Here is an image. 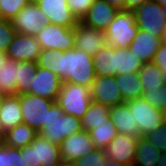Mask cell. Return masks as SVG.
<instances>
[{
  "instance_id": "6da1fadb",
  "label": "cell",
  "mask_w": 166,
  "mask_h": 166,
  "mask_svg": "<svg viewBox=\"0 0 166 166\" xmlns=\"http://www.w3.org/2000/svg\"><path fill=\"white\" fill-rule=\"evenodd\" d=\"M37 65L54 72L63 82L88 88L92 87L96 77L93 56L76 47L63 52L41 50Z\"/></svg>"
},
{
  "instance_id": "7a4b0ae2",
  "label": "cell",
  "mask_w": 166,
  "mask_h": 166,
  "mask_svg": "<svg viewBox=\"0 0 166 166\" xmlns=\"http://www.w3.org/2000/svg\"><path fill=\"white\" fill-rule=\"evenodd\" d=\"M80 131H83L81 119L64 113L55 102L48 110L47 123L39 134L60 146L65 138Z\"/></svg>"
},
{
  "instance_id": "3957f363",
  "label": "cell",
  "mask_w": 166,
  "mask_h": 166,
  "mask_svg": "<svg viewBox=\"0 0 166 166\" xmlns=\"http://www.w3.org/2000/svg\"><path fill=\"white\" fill-rule=\"evenodd\" d=\"M138 30L133 11L119 10L105 30L108 45L123 49L129 48Z\"/></svg>"
},
{
  "instance_id": "277c9868",
  "label": "cell",
  "mask_w": 166,
  "mask_h": 166,
  "mask_svg": "<svg viewBox=\"0 0 166 166\" xmlns=\"http://www.w3.org/2000/svg\"><path fill=\"white\" fill-rule=\"evenodd\" d=\"M90 88L63 82L56 103L64 113L81 119L91 103Z\"/></svg>"
},
{
  "instance_id": "5b68a950",
  "label": "cell",
  "mask_w": 166,
  "mask_h": 166,
  "mask_svg": "<svg viewBox=\"0 0 166 166\" xmlns=\"http://www.w3.org/2000/svg\"><path fill=\"white\" fill-rule=\"evenodd\" d=\"M30 166H58L62 161L60 146L38 134L27 146L20 149Z\"/></svg>"
},
{
  "instance_id": "8992f818",
  "label": "cell",
  "mask_w": 166,
  "mask_h": 166,
  "mask_svg": "<svg viewBox=\"0 0 166 166\" xmlns=\"http://www.w3.org/2000/svg\"><path fill=\"white\" fill-rule=\"evenodd\" d=\"M54 103L55 101L37 95H20L23 123L33 128L36 132H41L45 123H47L48 110Z\"/></svg>"
},
{
  "instance_id": "52a82bcc",
  "label": "cell",
  "mask_w": 166,
  "mask_h": 166,
  "mask_svg": "<svg viewBox=\"0 0 166 166\" xmlns=\"http://www.w3.org/2000/svg\"><path fill=\"white\" fill-rule=\"evenodd\" d=\"M134 116L139 137H144L163 125L164 112L152 106L143 98L125 102Z\"/></svg>"
},
{
  "instance_id": "ba28073f",
  "label": "cell",
  "mask_w": 166,
  "mask_h": 166,
  "mask_svg": "<svg viewBox=\"0 0 166 166\" xmlns=\"http://www.w3.org/2000/svg\"><path fill=\"white\" fill-rule=\"evenodd\" d=\"M36 38L41 50L51 49L63 52L75 47L74 28L48 23L39 31Z\"/></svg>"
},
{
  "instance_id": "9c48e42d",
  "label": "cell",
  "mask_w": 166,
  "mask_h": 166,
  "mask_svg": "<svg viewBox=\"0 0 166 166\" xmlns=\"http://www.w3.org/2000/svg\"><path fill=\"white\" fill-rule=\"evenodd\" d=\"M132 11L135 14L136 24L139 29L148 31L159 38L161 37L166 25V17L161 5L149 0Z\"/></svg>"
},
{
  "instance_id": "30bf717a",
  "label": "cell",
  "mask_w": 166,
  "mask_h": 166,
  "mask_svg": "<svg viewBox=\"0 0 166 166\" xmlns=\"http://www.w3.org/2000/svg\"><path fill=\"white\" fill-rule=\"evenodd\" d=\"M15 31L20 34L36 36L49 22L41 8L30 1L10 20Z\"/></svg>"
},
{
  "instance_id": "8fae6325",
  "label": "cell",
  "mask_w": 166,
  "mask_h": 166,
  "mask_svg": "<svg viewBox=\"0 0 166 166\" xmlns=\"http://www.w3.org/2000/svg\"><path fill=\"white\" fill-rule=\"evenodd\" d=\"M74 28V45L93 56L108 45L105 31L95 29L78 21Z\"/></svg>"
},
{
  "instance_id": "7c38bea8",
  "label": "cell",
  "mask_w": 166,
  "mask_h": 166,
  "mask_svg": "<svg viewBox=\"0 0 166 166\" xmlns=\"http://www.w3.org/2000/svg\"><path fill=\"white\" fill-rule=\"evenodd\" d=\"M40 52L41 48L36 36L16 33L5 55L12 61L37 62Z\"/></svg>"
},
{
  "instance_id": "4fadbf2b",
  "label": "cell",
  "mask_w": 166,
  "mask_h": 166,
  "mask_svg": "<svg viewBox=\"0 0 166 166\" xmlns=\"http://www.w3.org/2000/svg\"><path fill=\"white\" fill-rule=\"evenodd\" d=\"M90 93L93 101L101 103L109 108L125 103L115 76H96L95 81L90 88Z\"/></svg>"
},
{
  "instance_id": "5bb4252c",
  "label": "cell",
  "mask_w": 166,
  "mask_h": 166,
  "mask_svg": "<svg viewBox=\"0 0 166 166\" xmlns=\"http://www.w3.org/2000/svg\"><path fill=\"white\" fill-rule=\"evenodd\" d=\"M138 137L118 133L102 150L107 158L127 166L134 165Z\"/></svg>"
},
{
  "instance_id": "9a60e30c",
  "label": "cell",
  "mask_w": 166,
  "mask_h": 166,
  "mask_svg": "<svg viewBox=\"0 0 166 166\" xmlns=\"http://www.w3.org/2000/svg\"><path fill=\"white\" fill-rule=\"evenodd\" d=\"M63 81L54 72L37 68L36 77L32 79L29 94L57 101Z\"/></svg>"
},
{
  "instance_id": "2e32d148",
  "label": "cell",
  "mask_w": 166,
  "mask_h": 166,
  "mask_svg": "<svg viewBox=\"0 0 166 166\" xmlns=\"http://www.w3.org/2000/svg\"><path fill=\"white\" fill-rule=\"evenodd\" d=\"M95 149L89 132L83 130L65 138L60 145L63 161L74 162Z\"/></svg>"
},
{
  "instance_id": "e0dca14e",
  "label": "cell",
  "mask_w": 166,
  "mask_h": 166,
  "mask_svg": "<svg viewBox=\"0 0 166 166\" xmlns=\"http://www.w3.org/2000/svg\"><path fill=\"white\" fill-rule=\"evenodd\" d=\"M49 23L73 28L78 20L67 5V0H34Z\"/></svg>"
},
{
  "instance_id": "ac0fdd59",
  "label": "cell",
  "mask_w": 166,
  "mask_h": 166,
  "mask_svg": "<svg viewBox=\"0 0 166 166\" xmlns=\"http://www.w3.org/2000/svg\"><path fill=\"white\" fill-rule=\"evenodd\" d=\"M118 11L105 0H95L81 22L87 26L105 31Z\"/></svg>"
},
{
  "instance_id": "d6986e66",
  "label": "cell",
  "mask_w": 166,
  "mask_h": 166,
  "mask_svg": "<svg viewBox=\"0 0 166 166\" xmlns=\"http://www.w3.org/2000/svg\"><path fill=\"white\" fill-rule=\"evenodd\" d=\"M23 123L20 95L2 96L0 99V136Z\"/></svg>"
},
{
  "instance_id": "ffe728a7",
  "label": "cell",
  "mask_w": 166,
  "mask_h": 166,
  "mask_svg": "<svg viewBox=\"0 0 166 166\" xmlns=\"http://www.w3.org/2000/svg\"><path fill=\"white\" fill-rule=\"evenodd\" d=\"M160 44L161 38L139 29L129 48L145 64L153 62Z\"/></svg>"
},
{
  "instance_id": "44dd1931",
  "label": "cell",
  "mask_w": 166,
  "mask_h": 166,
  "mask_svg": "<svg viewBox=\"0 0 166 166\" xmlns=\"http://www.w3.org/2000/svg\"><path fill=\"white\" fill-rule=\"evenodd\" d=\"M109 118L118 133L139 137L136 121L126 103L110 107Z\"/></svg>"
},
{
  "instance_id": "7402d4cb",
  "label": "cell",
  "mask_w": 166,
  "mask_h": 166,
  "mask_svg": "<svg viewBox=\"0 0 166 166\" xmlns=\"http://www.w3.org/2000/svg\"><path fill=\"white\" fill-rule=\"evenodd\" d=\"M39 133L25 123L16 125L0 136V142L12 148L21 149L29 145Z\"/></svg>"
},
{
  "instance_id": "603a6c76",
  "label": "cell",
  "mask_w": 166,
  "mask_h": 166,
  "mask_svg": "<svg viewBox=\"0 0 166 166\" xmlns=\"http://www.w3.org/2000/svg\"><path fill=\"white\" fill-rule=\"evenodd\" d=\"M93 64L96 76H117L116 47L107 45L93 55Z\"/></svg>"
},
{
  "instance_id": "cb8c5ba5",
  "label": "cell",
  "mask_w": 166,
  "mask_h": 166,
  "mask_svg": "<svg viewBox=\"0 0 166 166\" xmlns=\"http://www.w3.org/2000/svg\"><path fill=\"white\" fill-rule=\"evenodd\" d=\"M115 77L124 102L142 98L143 86L138 73L121 74Z\"/></svg>"
},
{
  "instance_id": "d4e9b609",
  "label": "cell",
  "mask_w": 166,
  "mask_h": 166,
  "mask_svg": "<svg viewBox=\"0 0 166 166\" xmlns=\"http://www.w3.org/2000/svg\"><path fill=\"white\" fill-rule=\"evenodd\" d=\"M18 79V61L6 59L0 70V96H15Z\"/></svg>"
},
{
  "instance_id": "484cf974",
  "label": "cell",
  "mask_w": 166,
  "mask_h": 166,
  "mask_svg": "<svg viewBox=\"0 0 166 166\" xmlns=\"http://www.w3.org/2000/svg\"><path fill=\"white\" fill-rule=\"evenodd\" d=\"M162 152L144 137H138L135 166H156Z\"/></svg>"
},
{
  "instance_id": "4316f807",
  "label": "cell",
  "mask_w": 166,
  "mask_h": 166,
  "mask_svg": "<svg viewBox=\"0 0 166 166\" xmlns=\"http://www.w3.org/2000/svg\"><path fill=\"white\" fill-rule=\"evenodd\" d=\"M143 62L130 48L116 47V69L117 75L138 73L143 67Z\"/></svg>"
},
{
  "instance_id": "83f0119b",
  "label": "cell",
  "mask_w": 166,
  "mask_h": 166,
  "mask_svg": "<svg viewBox=\"0 0 166 166\" xmlns=\"http://www.w3.org/2000/svg\"><path fill=\"white\" fill-rule=\"evenodd\" d=\"M109 113V107L92 100L87 112L81 118L83 130L88 132L93 126H98L105 121H108L110 119Z\"/></svg>"
},
{
  "instance_id": "f1b7e54d",
  "label": "cell",
  "mask_w": 166,
  "mask_h": 166,
  "mask_svg": "<svg viewBox=\"0 0 166 166\" xmlns=\"http://www.w3.org/2000/svg\"><path fill=\"white\" fill-rule=\"evenodd\" d=\"M38 65L33 61L18 62L16 95L29 94L32 79L36 77Z\"/></svg>"
},
{
  "instance_id": "f546056e",
  "label": "cell",
  "mask_w": 166,
  "mask_h": 166,
  "mask_svg": "<svg viewBox=\"0 0 166 166\" xmlns=\"http://www.w3.org/2000/svg\"><path fill=\"white\" fill-rule=\"evenodd\" d=\"M88 132L93 140L95 148L98 149H103L108 146L118 134L115 125L110 119L98 126H93Z\"/></svg>"
},
{
  "instance_id": "4dcf8cb0",
  "label": "cell",
  "mask_w": 166,
  "mask_h": 166,
  "mask_svg": "<svg viewBox=\"0 0 166 166\" xmlns=\"http://www.w3.org/2000/svg\"><path fill=\"white\" fill-rule=\"evenodd\" d=\"M138 75L143 86V90H154L163 85L162 72L154 62L143 64Z\"/></svg>"
},
{
  "instance_id": "1f68e13d",
  "label": "cell",
  "mask_w": 166,
  "mask_h": 166,
  "mask_svg": "<svg viewBox=\"0 0 166 166\" xmlns=\"http://www.w3.org/2000/svg\"><path fill=\"white\" fill-rule=\"evenodd\" d=\"M142 98L158 110L166 111V86L164 84L158 89L143 90Z\"/></svg>"
},
{
  "instance_id": "d6a6232c",
  "label": "cell",
  "mask_w": 166,
  "mask_h": 166,
  "mask_svg": "<svg viewBox=\"0 0 166 166\" xmlns=\"http://www.w3.org/2000/svg\"><path fill=\"white\" fill-rule=\"evenodd\" d=\"M32 0H0V18L11 20Z\"/></svg>"
},
{
  "instance_id": "836d02e7",
  "label": "cell",
  "mask_w": 166,
  "mask_h": 166,
  "mask_svg": "<svg viewBox=\"0 0 166 166\" xmlns=\"http://www.w3.org/2000/svg\"><path fill=\"white\" fill-rule=\"evenodd\" d=\"M106 160V155L102 149L95 148L85 156L74 161L75 166H102Z\"/></svg>"
},
{
  "instance_id": "e575fe53",
  "label": "cell",
  "mask_w": 166,
  "mask_h": 166,
  "mask_svg": "<svg viewBox=\"0 0 166 166\" xmlns=\"http://www.w3.org/2000/svg\"><path fill=\"white\" fill-rule=\"evenodd\" d=\"M16 31L11 21L0 18V50L5 52L14 39Z\"/></svg>"
},
{
  "instance_id": "d590c367",
  "label": "cell",
  "mask_w": 166,
  "mask_h": 166,
  "mask_svg": "<svg viewBox=\"0 0 166 166\" xmlns=\"http://www.w3.org/2000/svg\"><path fill=\"white\" fill-rule=\"evenodd\" d=\"M95 0H67V5L78 21L87 14Z\"/></svg>"
},
{
  "instance_id": "8d00e7d4",
  "label": "cell",
  "mask_w": 166,
  "mask_h": 166,
  "mask_svg": "<svg viewBox=\"0 0 166 166\" xmlns=\"http://www.w3.org/2000/svg\"><path fill=\"white\" fill-rule=\"evenodd\" d=\"M144 138L150 141L161 152L166 151V126L164 124L144 136Z\"/></svg>"
},
{
  "instance_id": "74e56055",
  "label": "cell",
  "mask_w": 166,
  "mask_h": 166,
  "mask_svg": "<svg viewBox=\"0 0 166 166\" xmlns=\"http://www.w3.org/2000/svg\"><path fill=\"white\" fill-rule=\"evenodd\" d=\"M9 166H30L20 149L9 147Z\"/></svg>"
},
{
  "instance_id": "f35d334b",
  "label": "cell",
  "mask_w": 166,
  "mask_h": 166,
  "mask_svg": "<svg viewBox=\"0 0 166 166\" xmlns=\"http://www.w3.org/2000/svg\"><path fill=\"white\" fill-rule=\"evenodd\" d=\"M153 62L157 65L161 72H166V44H160L157 52L155 53Z\"/></svg>"
},
{
  "instance_id": "ab89813d",
  "label": "cell",
  "mask_w": 166,
  "mask_h": 166,
  "mask_svg": "<svg viewBox=\"0 0 166 166\" xmlns=\"http://www.w3.org/2000/svg\"><path fill=\"white\" fill-rule=\"evenodd\" d=\"M0 166H9V147L0 142Z\"/></svg>"
},
{
  "instance_id": "60d3db41",
  "label": "cell",
  "mask_w": 166,
  "mask_h": 166,
  "mask_svg": "<svg viewBox=\"0 0 166 166\" xmlns=\"http://www.w3.org/2000/svg\"><path fill=\"white\" fill-rule=\"evenodd\" d=\"M149 0H125L126 10H134L136 7L141 6L143 3Z\"/></svg>"
},
{
  "instance_id": "b9f144b4",
  "label": "cell",
  "mask_w": 166,
  "mask_h": 166,
  "mask_svg": "<svg viewBox=\"0 0 166 166\" xmlns=\"http://www.w3.org/2000/svg\"><path fill=\"white\" fill-rule=\"evenodd\" d=\"M117 10H126L125 0H105Z\"/></svg>"
},
{
  "instance_id": "7bdbcfd3",
  "label": "cell",
  "mask_w": 166,
  "mask_h": 166,
  "mask_svg": "<svg viewBox=\"0 0 166 166\" xmlns=\"http://www.w3.org/2000/svg\"><path fill=\"white\" fill-rule=\"evenodd\" d=\"M102 166H127V165L106 157V160H105L104 164H102Z\"/></svg>"
},
{
  "instance_id": "ee69618b",
  "label": "cell",
  "mask_w": 166,
  "mask_h": 166,
  "mask_svg": "<svg viewBox=\"0 0 166 166\" xmlns=\"http://www.w3.org/2000/svg\"><path fill=\"white\" fill-rule=\"evenodd\" d=\"M156 166H166V151L162 152Z\"/></svg>"
},
{
  "instance_id": "f6af8a7d",
  "label": "cell",
  "mask_w": 166,
  "mask_h": 166,
  "mask_svg": "<svg viewBox=\"0 0 166 166\" xmlns=\"http://www.w3.org/2000/svg\"><path fill=\"white\" fill-rule=\"evenodd\" d=\"M7 59L5 52L0 50V70L2 66L4 65L5 60Z\"/></svg>"
},
{
  "instance_id": "bcb514c9",
  "label": "cell",
  "mask_w": 166,
  "mask_h": 166,
  "mask_svg": "<svg viewBox=\"0 0 166 166\" xmlns=\"http://www.w3.org/2000/svg\"><path fill=\"white\" fill-rule=\"evenodd\" d=\"M58 166H75V163L62 160Z\"/></svg>"
},
{
  "instance_id": "7dc6e473",
  "label": "cell",
  "mask_w": 166,
  "mask_h": 166,
  "mask_svg": "<svg viewBox=\"0 0 166 166\" xmlns=\"http://www.w3.org/2000/svg\"><path fill=\"white\" fill-rule=\"evenodd\" d=\"M160 38H161V43L166 44V25Z\"/></svg>"
},
{
  "instance_id": "c3c4849f",
  "label": "cell",
  "mask_w": 166,
  "mask_h": 166,
  "mask_svg": "<svg viewBox=\"0 0 166 166\" xmlns=\"http://www.w3.org/2000/svg\"><path fill=\"white\" fill-rule=\"evenodd\" d=\"M152 1H155V2L158 3L159 5L166 4V0H152Z\"/></svg>"
},
{
  "instance_id": "681fc988",
  "label": "cell",
  "mask_w": 166,
  "mask_h": 166,
  "mask_svg": "<svg viewBox=\"0 0 166 166\" xmlns=\"http://www.w3.org/2000/svg\"><path fill=\"white\" fill-rule=\"evenodd\" d=\"M162 75H163V84L166 86V72H162Z\"/></svg>"
},
{
  "instance_id": "f907efd6",
  "label": "cell",
  "mask_w": 166,
  "mask_h": 166,
  "mask_svg": "<svg viewBox=\"0 0 166 166\" xmlns=\"http://www.w3.org/2000/svg\"><path fill=\"white\" fill-rule=\"evenodd\" d=\"M161 8H162V11L164 12L165 17H166V4L161 5Z\"/></svg>"
},
{
  "instance_id": "816d5d0a",
  "label": "cell",
  "mask_w": 166,
  "mask_h": 166,
  "mask_svg": "<svg viewBox=\"0 0 166 166\" xmlns=\"http://www.w3.org/2000/svg\"><path fill=\"white\" fill-rule=\"evenodd\" d=\"M163 124L166 126V112H164V120H163Z\"/></svg>"
}]
</instances>
